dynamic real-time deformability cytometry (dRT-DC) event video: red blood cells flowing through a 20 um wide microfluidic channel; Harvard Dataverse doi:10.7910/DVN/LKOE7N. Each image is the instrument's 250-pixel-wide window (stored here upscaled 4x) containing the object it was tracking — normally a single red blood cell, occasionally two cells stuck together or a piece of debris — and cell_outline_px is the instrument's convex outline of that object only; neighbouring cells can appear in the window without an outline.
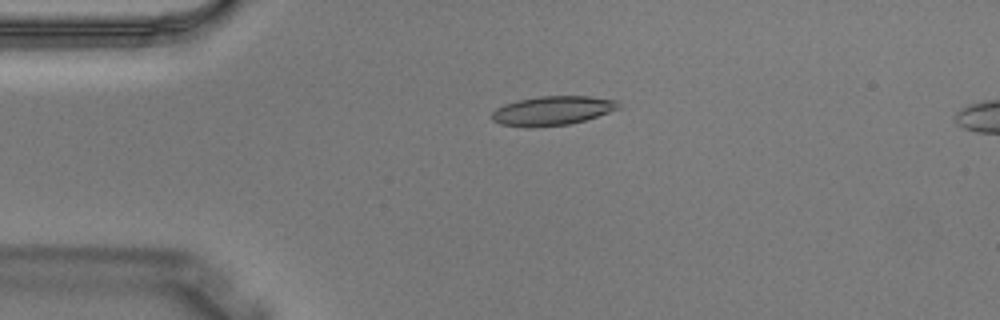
{"species": "Egyptian fruit bat (a non-hibernating species)", "species_latin": "Rousettus aegyptiacus", "temperature_condition": "warm", "stored_images_in_passage": 4, "camera_frame_rate_fps": 3000, "um_per_image_px": 0.085, "animal": {"sex": "male"}, "frame": {"image": 1, "passage_image": 3, "time_ms": 0.667, "image_size_px": [1000, 320], "cell_outline_px": [[620, 108], [584, 120], [568, 124], [532, 128], [524, 128], [500, 124], [492, 120], [492, 112], [496, 108], [504, 104], [516, 100], [540, 96], [588, 96], [620, 100]], "centroid_in_image_um": [46.93, 9.41], "position_along_channel_um": 38.1, "area_um2": 21.73}}